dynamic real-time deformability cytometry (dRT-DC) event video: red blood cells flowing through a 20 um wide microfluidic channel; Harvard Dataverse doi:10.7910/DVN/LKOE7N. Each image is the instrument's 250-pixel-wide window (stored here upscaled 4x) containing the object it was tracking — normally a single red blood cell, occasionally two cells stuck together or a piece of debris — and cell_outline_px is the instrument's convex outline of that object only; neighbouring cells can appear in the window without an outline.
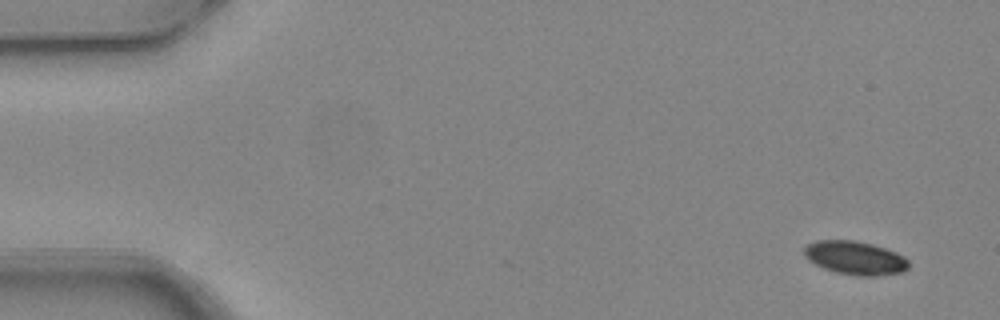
{"species": "common noctule bat (a hibernating species)", "species_latin": "Nyctalus noctula", "temperature_condition": "warm", "stored_images_in_passage": 5, "camera_frame_rate_fps": 3000, "um_per_image_px": 0.085, "animal": {"sex": "female", "body_mass_g": 24.6, "forearm_length_mm": 56.2}, "frame": {"image": 1, "passage_image": 1, "time_ms": 0.0, "image_size_px": [1000, 320], "cell_outline_px": [[908, 268], [904, 272], [876, 276], [856, 276], [836, 272], [824, 268], [808, 260], [804, 256], [804, 248], [808, 244], [816, 240], [856, 240], [872, 244], [896, 252], [904, 256], [908, 260]], "centroid_in_image_um": [72.69, 21.92], "position_along_channel_um": 12.3, "area_um2": 20.52}}
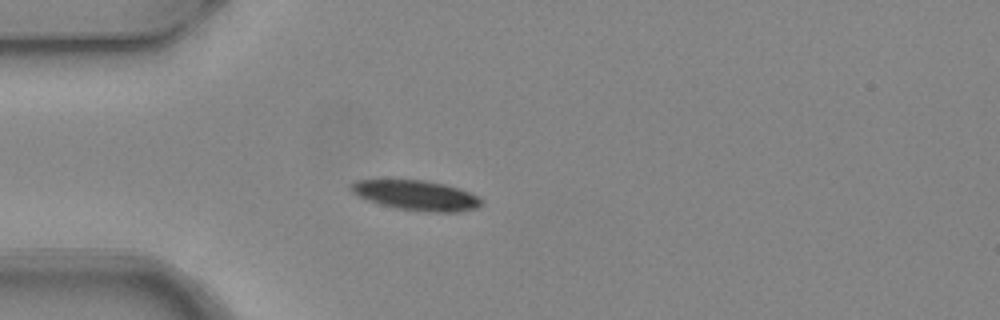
{"frame": {"image": 2, "passage_image": 4, "time_ms": 1.0, "image_size_px": [1000, 320], "cell_outline_px": [[484, 204], [476, 208], [460, 212], [428, 212], [396, 208], [380, 204], [356, 196], [348, 188], [348, 184], [356, 180], [392, 176], [424, 180], [444, 184], [460, 188], [476, 196]], "centroid_in_image_um": [35.25, 16.54], "position_along_channel_um": 49.7, "area_um2": 23.81}}